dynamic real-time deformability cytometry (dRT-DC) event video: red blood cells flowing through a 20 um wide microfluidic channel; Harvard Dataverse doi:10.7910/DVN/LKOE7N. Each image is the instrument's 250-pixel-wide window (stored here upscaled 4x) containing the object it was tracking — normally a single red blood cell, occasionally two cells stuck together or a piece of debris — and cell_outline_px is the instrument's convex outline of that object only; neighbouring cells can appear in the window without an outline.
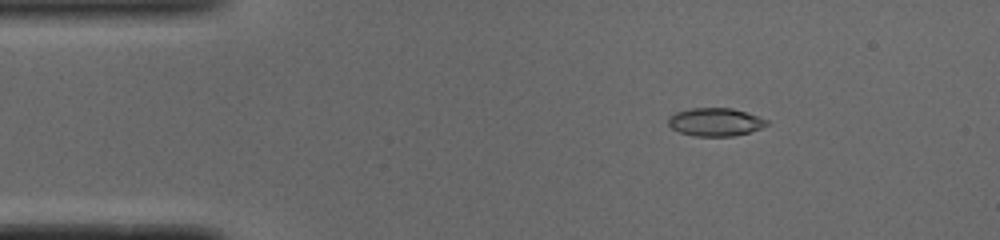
{"species": "common noctule bat (a hibernating species)", "species_latin": "Nyctalus noctula", "temperature_condition": "cold", "stored_images_in_passage": 51, "camera_frame_rate_fps": 3000, "um_per_image_px": 0.085, "animal": {"sex": "male", "body_mass_g": 19.0, "forearm_length_mm": 50.8}, "frame": {"image": 1, "passage_image": 8, "time_ms": 2.333, "image_size_px": [1000, 240], "cell_outline_px": [[768, 124], [760, 128], [748, 132], [732, 136], [696, 136], [680, 132], [672, 128], [668, 124], [668, 116], [676, 112], [688, 108], [732, 108], [768, 120]], "centroid_in_image_um": [60.75, 10.36], "position_along_channel_um": 24.2, "area_um2": 15.95}}
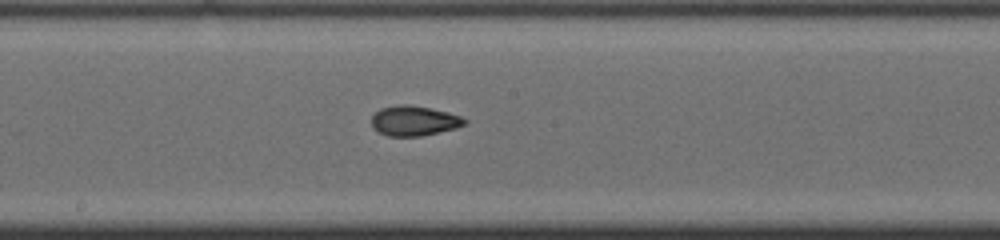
{"frame": {"image": 2, "passage_image": 27, "time_ms": 8.667, "image_size_px": [1000, 240], "cell_outline_px": [[468, 120], [464, 124], [456, 128], [420, 136], [388, 136], [380, 132], [372, 124], [372, 116], [380, 108], [400, 104], [408, 104], [428, 108], [460, 116]], "centroid_in_image_um": [35.18, 10.26], "position_along_channel_um": 213.0, "area_um2": 15.9}}
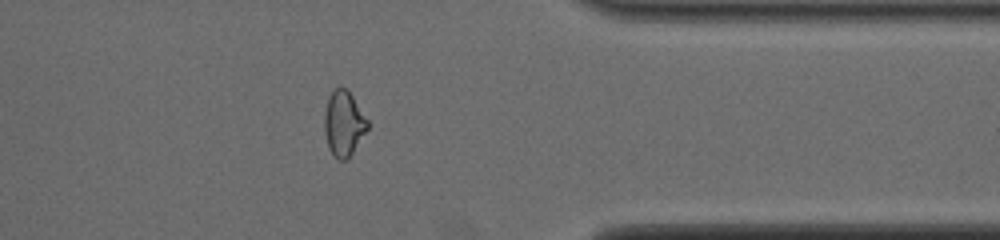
{"frame": {"image": 3, "passage_image": 41, "time_ms": 13.333, "image_size_px": [1000, 240], "cell_outline_px": [[368, 128], [352, 152], [344, 160], [340, 160], [328, 148], [324, 132], [324, 112], [328, 96], [336, 88], [344, 88], [352, 96], [368, 120]], "centroid_in_image_um": [29.19, 10.48], "position_along_channel_um": 382.2, "area_um2": 16.01}, "authors_computed_cell_mechanics": {"area_um2": 15.9528, "velocity_mm_per_s": 3.9168, "shape_relaxation_time_tau1_ms": null, "shape_relaxation_time_tau2_ms": 1.8723, "deformation_change_tau1": null, "deformation_change_tau2": 0.0758}}